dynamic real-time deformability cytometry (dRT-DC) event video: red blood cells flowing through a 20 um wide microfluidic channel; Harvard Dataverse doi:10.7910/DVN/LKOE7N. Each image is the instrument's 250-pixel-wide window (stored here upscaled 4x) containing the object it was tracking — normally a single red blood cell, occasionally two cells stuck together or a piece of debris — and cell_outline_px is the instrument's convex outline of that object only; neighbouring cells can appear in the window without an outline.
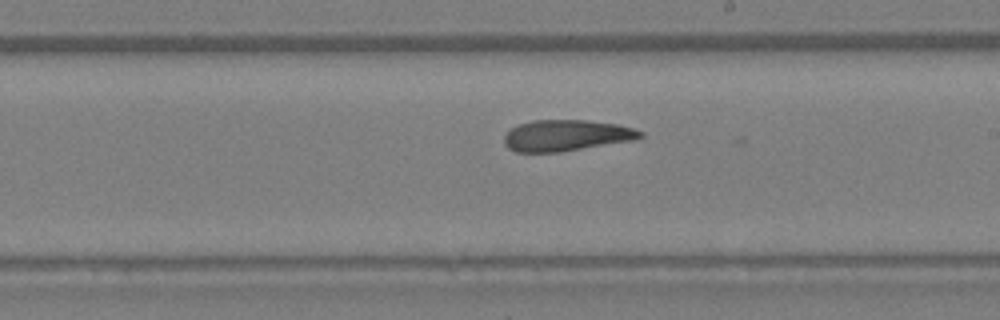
{"species": "Egyptian fruit bat (a non-hibernating species)", "species_latin": "Rousettus aegyptiacus", "temperature_condition": "warm", "stored_images_in_passage": 21, "camera_frame_rate_fps": 3000, "um_per_image_px": 0.085, "animal": {"sex": "female"}, "frame": {"image": 1, "passage_image": 19, "time_ms": 6.0, "image_size_px": [1000, 320], "cell_outline_px": [[644, 136], [636, 140], [560, 152], [516, 152], [508, 148], [504, 144], [504, 136], [512, 128], [520, 124], [532, 120], [588, 120], [620, 124], [644, 132]], "centroid_in_image_um": [48.18, 11.51], "position_along_channel_um": 240.8, "area_um2": 24.91}}